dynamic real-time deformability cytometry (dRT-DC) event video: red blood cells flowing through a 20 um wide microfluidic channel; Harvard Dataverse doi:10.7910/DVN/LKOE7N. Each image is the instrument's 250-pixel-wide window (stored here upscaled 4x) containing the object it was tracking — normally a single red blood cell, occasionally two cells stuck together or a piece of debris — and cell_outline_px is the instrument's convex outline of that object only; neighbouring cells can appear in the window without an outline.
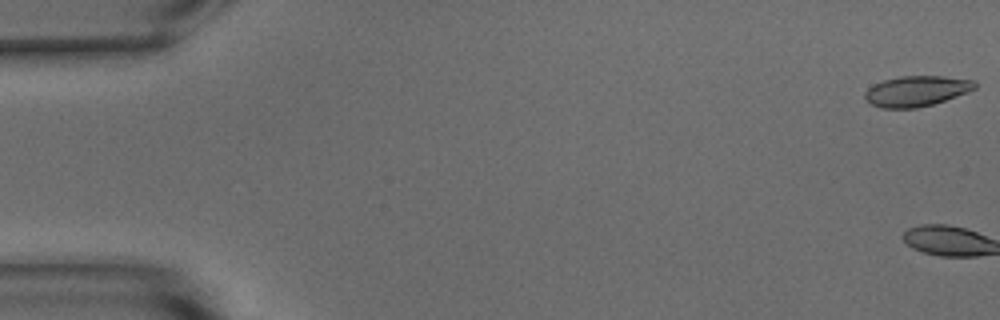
{"species": "common noctule bat (a hibernating species)", "species_latin": "Nyctalus noctula", "temperature_condition": "warm", "stored_images_in_passage": 2, "camera_frame_rate_fps": 3000, "um_per_image_px": 0.085, "animal": {"sex": "male", "body_mass_g": 15.6}, "frame": {"image": 1, "passage_image": 1, "time_ms": 0.0, "image_size_px": [1000, 320], "cell_outline_px": [[976, 88], [968, 92], [932, 104], [916, 108], [880, 108], [872, 104], [864, 96], [864, 92], [868, 88], [884, 80], [900, 76], [944, 76], [976, 80]], "centroid_in_image_um": [77.92, 7.73], "position_along_channel_um": 7.1, "area_um2": 19.42}}